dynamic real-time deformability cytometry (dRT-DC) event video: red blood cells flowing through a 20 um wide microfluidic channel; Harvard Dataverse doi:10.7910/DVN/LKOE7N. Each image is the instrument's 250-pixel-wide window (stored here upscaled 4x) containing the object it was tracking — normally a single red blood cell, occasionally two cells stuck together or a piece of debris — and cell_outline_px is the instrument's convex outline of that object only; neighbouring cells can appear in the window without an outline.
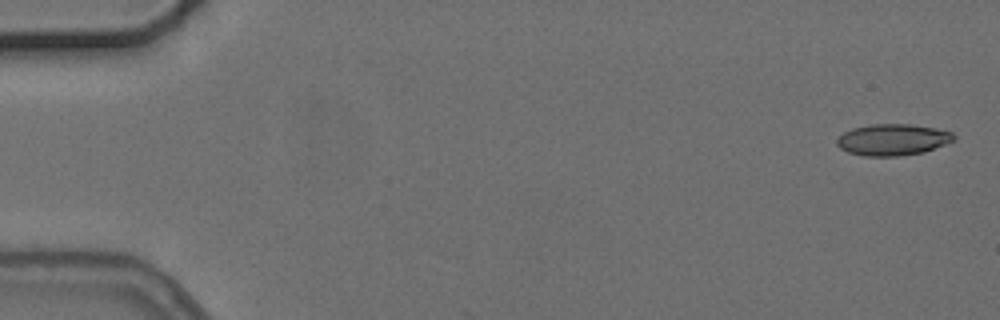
{"species": "common noctule bat (a hibernating species)", "species_latin": "Nyctalus noctula", "temperature_condition": "cold", "stored_images_in_passage": 6, "camera_frame_rate_fps": 3000, "um_per_image_px": 0.085, "animal": {"sex": "female", "body_mass_g": 24.6, "forearm_length_mm": 56.2}, "frame": {"image": 1, "passage_image": 1, "time_ms": 0.0, "image_size_px": [1000, 320], "cell_outline_px": [[956, 140], [924, 152], [896, 156], [864, 156], [848, 152], [840, 148], [836, 144], [836, 140], [844, 132], [852, 128], [872, 124], [912, 124], [936, 128], [952, 132], [956, 136]], "centroid_in_image_um": [75.9, 11.87], "position_along_channel_um": 9.1, "area_um2": 21.5}}
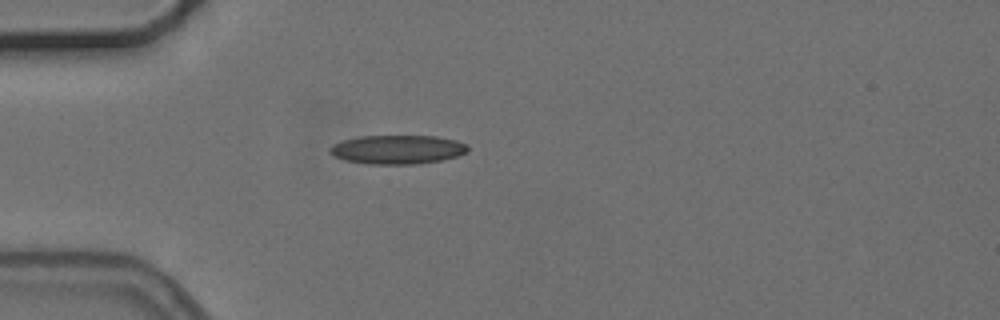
{"frame": {"image": 2, "passage_image": 5, "time_ms": 4.667, "image_size_px": [1000, 320], "cell_outline_px": [[468, 152], [456, 156], [440, 160], [416, 164], [368, 164], [344, 160], [328, 152], [328, 148], [332, 144], [344, 140], [360, 136], [436, 136], [456, 140], [468, 144]], "centroid_in_image_um": [33.78, 12.7], "position_along_channel_um": 51.2, "area_um2": 23.29}}